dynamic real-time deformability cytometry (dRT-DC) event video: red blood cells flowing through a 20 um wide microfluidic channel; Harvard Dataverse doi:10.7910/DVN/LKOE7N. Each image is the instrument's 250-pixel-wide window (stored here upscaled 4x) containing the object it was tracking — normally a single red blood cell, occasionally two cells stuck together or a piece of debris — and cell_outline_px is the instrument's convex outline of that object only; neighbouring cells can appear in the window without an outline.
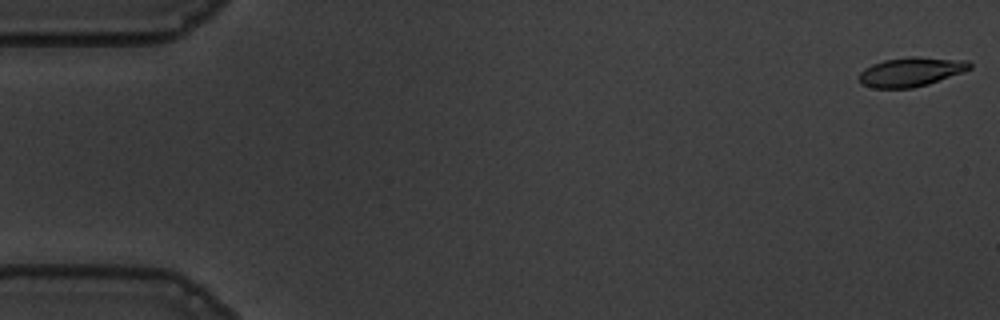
{"species": "common noctule bat (a hibernating species)", "species_latin": "Nyctalus noctula", "temperature_condition": "warm", "stored_images_in_passage": 55, "camera_frame_rate_fps": 3000, "um_per_image_px": 0.085, "animal": {"sex": "male", "body_mass_g": 19.5, "forearm_length_mm": 54.6}, "frame": {"image": 1, "passage_image": 1, "time_ms": 0.0, "image_size_px": [1000, 320], "cell_outline_px": [[972, 68], [964, 72], [928, 84], [912, 88], [872, 88], [860, 84], [860, 72], [864, 68], [872, 64], [884, 60], [908, 56], [916, 56], [968, 60], [972, 64]], "centroid_in_image_um": [77.45, 6.1], "position_along_channel_um": 7.5, "area_um2": 19.07}}
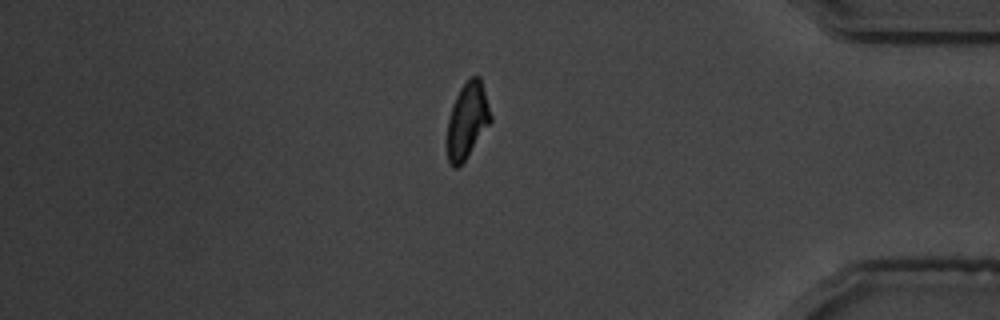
{"frame": {"image": 2, "passage_image": 47, "time_ms": 15.333, "image_size_px": [1000, 320], "cell_outline_px": [[492, 120], [464, 160], [456, 168], [452, 168], [448, 164], [448, 120], [452, 104], [460, 88], [472, 76], [480, 76], [492, 116]], "centroid_in_image_um": [39.72, 10.23], "position_along_channel_um": 395.5, "area_um2": 18.84}}
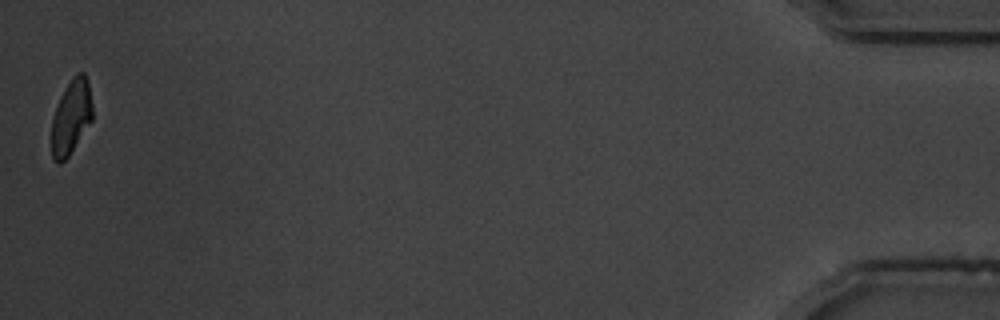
{"frame": {"image": 3, "passage_image": 55, "time_ms": 18.0, "image_size_px": [1000, 320], "cell_outline_px": [[92, 120], [68, 156], [60, 164], [52, 156], [52, 116], [60, 96], [72, 76], [76, 72], [84, 72], [88, 80], [92, 104]], "centroid_in_image_um": [6.05, 9.89], "position_along_channel_um": 429.1, "area_um2": 17.69}, "authors_computed_cell_mechanics": {"area_um2": 19.5364, "velocity_mm_per_s": 3.6554, "shape_relaxation_time_tau1_ms": 3.3165, "shape_relaxation_time_tau2_ms": 2.5297, "deformation_change_tau1": 0.1505, "deformation_change_tau2": 0.0924}}